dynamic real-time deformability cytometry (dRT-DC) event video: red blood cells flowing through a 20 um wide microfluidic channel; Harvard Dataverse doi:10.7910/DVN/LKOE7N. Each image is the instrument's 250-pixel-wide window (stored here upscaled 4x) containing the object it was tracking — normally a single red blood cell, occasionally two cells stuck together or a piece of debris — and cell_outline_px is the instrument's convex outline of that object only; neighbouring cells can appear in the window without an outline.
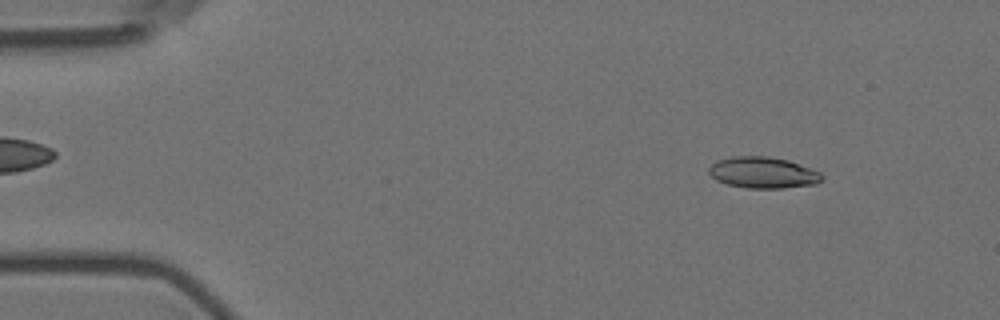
{"species": "Egyptian fruit bat (a non-hibernating species)", "species_latin": "Rousettus aegyptiacus", "temperature_condition": "room temperature", "stored_images_in_passage": 51, "camera_frame_rate_fps": 3000, "um_per_image_px": 0.085, "animal": {"sex": "female"}, "frame": {"image": 1, "passage_image": 1, "time_ms": 0.0, "image_size_px": [1000, 320], "cell_outline_px": [[824, 176], [816, 184], [784, 188], [748, 188], [728, 184], [716, 180], [708, 172], [708, 168], [716, 160], [732, 156], [768, 156], [788, 160], [812, 168], [820, 172]], "centroid_in_image_um": [64.86, 14.66], "position_along_channel_um": 20.1, "area_um2": 20.69}}
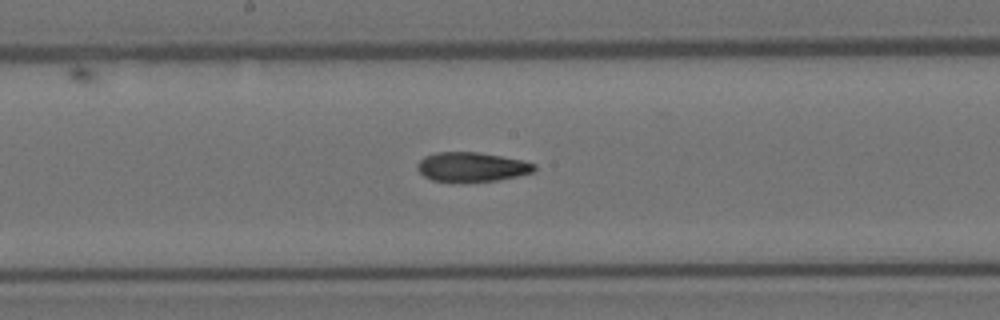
{"frame": {"image": 2, "passage_image": 24, "time_ms": 7.667, "image_size_px": [1000, 320], "cell_outline_px": [[536, 172], [496, 180], [432, 180], [424, 176], [416, 168], [416, 164], [424, 156], [436, 152], [476, 152], [524, 160], [536, 164]], "centroid_in_image_um": [40.12, 14.16], "position_along_channel_um": 208.1, "area_um2": 19.65}}
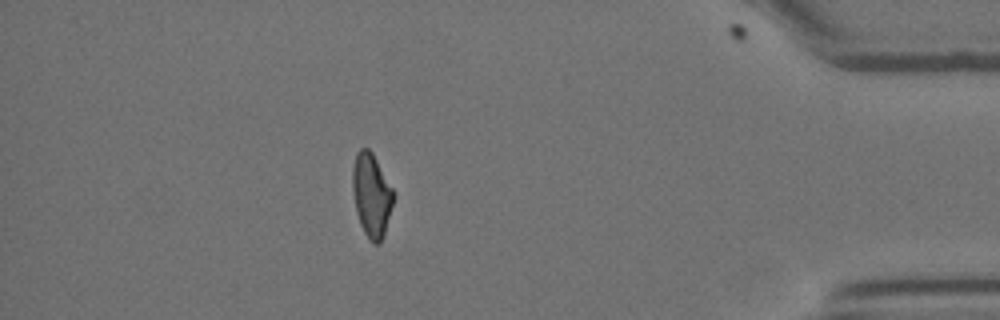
{"frame": {"image": 3, "passage_image": 44, "time_ms": 14.333, "image_size_px": [1000, 320], "cell_outline_px": [[392, 204], [384, 236], [380, 244], [372, 244], [364, 232], [360, 224], [356, 212], [352, 188], [352, 168], [356, 152], [360, 148], [368, 148], [372, 152], [392, 188]], "centroid_in_image_um": [31.54, 16.59], "position_along_channel_um": 403.7, "area_um2": 19.77}, "authors_computed_cell_mechanics": {"area_um2": 20.4034, "velocity_mm_per_s": 3.5977, "shape_relaxation_time_tau1_ms": null, "shape_relaxation_time_tau2_ms": 4.0132, "deformation_change_tau1": null, "deformation_change_tau2": 0.113}}